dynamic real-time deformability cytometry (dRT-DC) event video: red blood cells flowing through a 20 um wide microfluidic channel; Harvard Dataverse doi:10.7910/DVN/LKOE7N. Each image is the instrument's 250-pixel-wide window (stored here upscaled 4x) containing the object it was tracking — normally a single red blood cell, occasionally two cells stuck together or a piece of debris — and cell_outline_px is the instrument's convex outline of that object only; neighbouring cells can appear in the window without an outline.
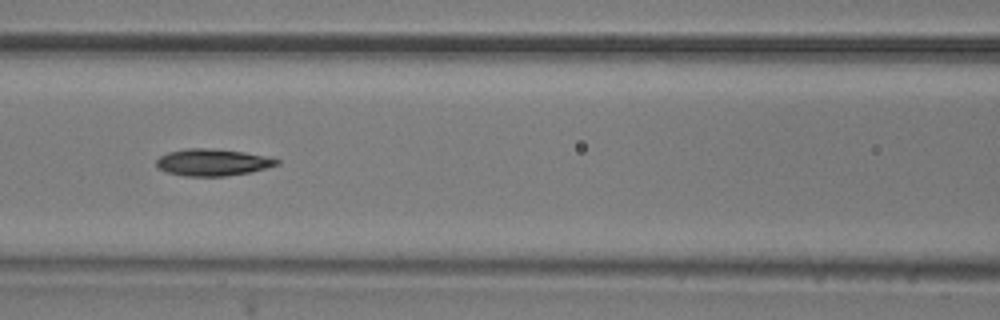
{"species": "common noctule bat (a hibernating species)", "species_latin": "Nyctalus noctula", "temperature_condition": "room temperature", "stored_images_in_passage": 8, "camera_frame_rate_fps": 3000, "um_per_image_px": 0.085, "animal": {"sex": "male", "body_mass_g": 20.5, "forearm_length_mm": 52.5}, "frame": {"image": 1, "passage_image": 6, "time_ms": 1.667, "image_size_px": [1000, 320], "cell_outline_px": [[280, 164], [248, 172], [224, 176], [184, 176], [164, 172], [156, 168], [156, 160], [160, 156], [168, 152], [188, 148], [204, 148], [244, 152], [264, 156], [280, 160]], "centroid_in_image_um": [18.0, 13.8], "position_along_channel_um": 148.6, "area_um2": 18.73}}
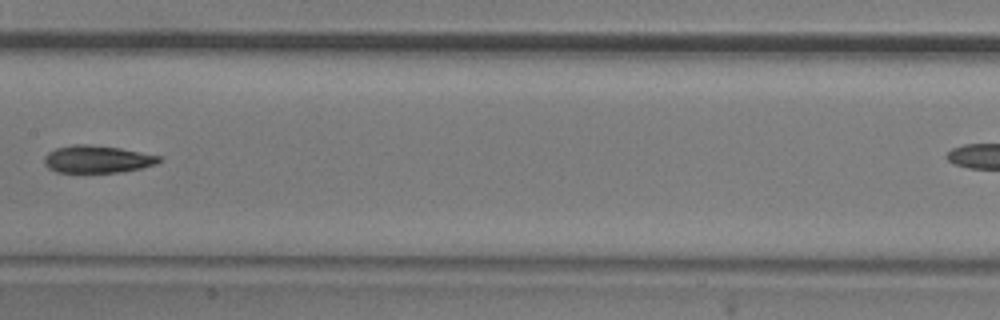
{"frame": {"image": 2, "passage_image": 7, "time_ms": 2.0, "image_size_px": [1000, 320], "cell_outline_px": [[160, 160], [156, 164], [124, 172], [56, 172], [48, 168], [44, 164], [44, 156], [48, 152], [56, 148], [72, 144], [88, 144], [120, 148], [160, 156]], "centroid_in_image_um": [8.22, 13.53], "position_along_channel_um": 199.2, "area_um2": 18.32}}